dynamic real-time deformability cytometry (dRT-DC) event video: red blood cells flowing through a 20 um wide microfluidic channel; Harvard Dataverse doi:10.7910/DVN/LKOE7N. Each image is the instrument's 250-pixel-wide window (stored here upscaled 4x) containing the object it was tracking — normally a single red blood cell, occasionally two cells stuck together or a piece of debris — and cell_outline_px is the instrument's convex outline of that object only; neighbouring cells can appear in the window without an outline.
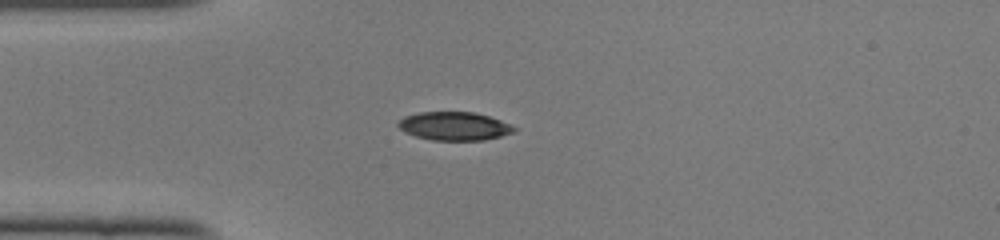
{"species": "common noctule bat (a hibernating species)", "species_latin": "Nyctalus noctula", "temperature_condition": "cold", "stored_images_in_passage": 8, "camera_frame_rate_fps": 3000, "um_per_image_px": 0.085, "animal": {"sex": "female", "body_mass_g": 22.0, "forearm_length_mm": 56.7}, "frame": {"image": 1, "passage_image": 1, "time_ms": 0.0, "image_size_px": [1000, 240], "cell_outline_px": [[516, 128], [512, 132], [500, 136], [484, 140], [432, 140], [416, 136], [404, 132], [396, 124], [404, 116], [420, 112], [476, 112], [500, 120]], "centroid_in_image_um": [38.57, 10.71], "position_along_channel_um": 46.4, "area_um2": 19.02}}
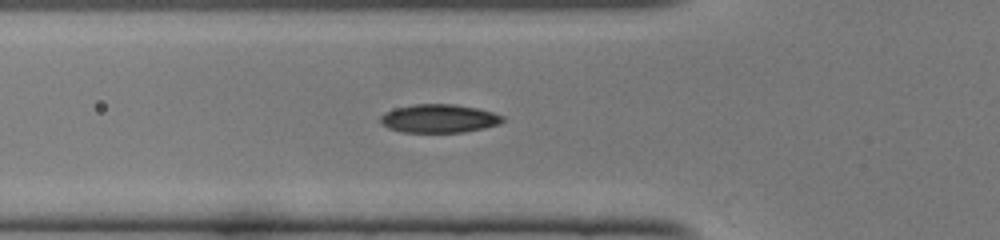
{"frame": {"image": 2, "passage_image": 5, "time_ms": 1.333, "image_size_px": [1000, 240], "cell_outline_px": [[504, 120], [500, 124], [484, 128], [464, 132], [404, 132], [388, 128], [380, 124], [380, 116], [384, 112], [396, 108], [416, 104], [456, 104], [476, 108], [492, 112], [504, 116]], "centroid_in_image_um": [37.31, 10.07], "position_along_channel_um": 88.5, "area_um2": 20.29}}